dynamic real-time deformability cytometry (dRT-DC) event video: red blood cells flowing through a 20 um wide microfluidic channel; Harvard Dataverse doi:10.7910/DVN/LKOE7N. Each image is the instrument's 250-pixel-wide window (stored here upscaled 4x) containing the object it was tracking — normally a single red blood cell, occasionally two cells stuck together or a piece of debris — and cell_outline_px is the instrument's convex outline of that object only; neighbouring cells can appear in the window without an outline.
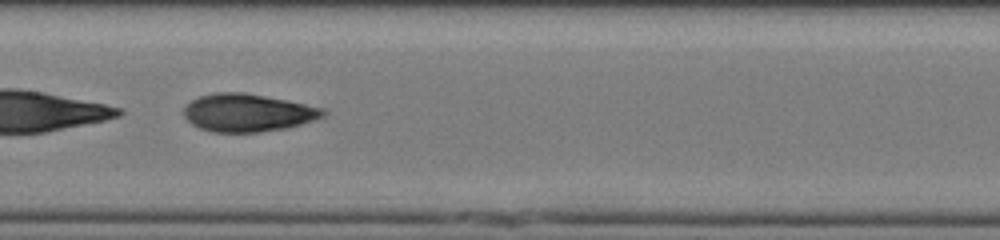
{"species": "human", "species_latin": "Homo sapiens", "temperature_condition": "cold", "stored_images_in_passage": 52, "segment_of_instrument_passage": [2, 2], "camera_frame_rate_fps": 3000, "um_per_image_px": 0.085, "donor": {"sex": "male"}, "frame": {"image": 1, "passage_image": 28, "time_ms": 9.0, "image_size_px": [1000, 240], "cell_outline_px": [[328, 112], [324, 116], [288, 128], [256, 132], [212, 132], [200, 128], [192, 124], [184, 116], [184, 108], [192, 100], [200, 96], [216, 92], [244, 92], [288, 100], [324, 108]], "centroid_in_image_um": [21.07, 9.58], "position_along_channel_um": 186.3, "area_um2": 30.63}}
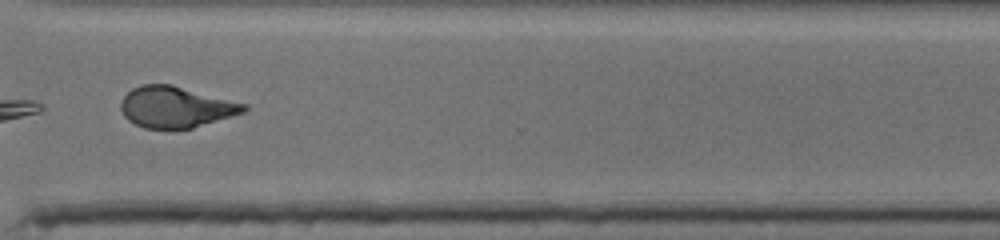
{"frame": {"image": 2, "passage_image": 41, "time_ms": 13.333, "image_size_px": [1000, 240], "cell_outline_px": [[248, 108], [244, 112], [192, 128], [144, 128], [128, 120], [124, 116], [120, 108], [120, 100], [132, 88], [140, 84], [172, 84], [248, 104]], "centroid_in_image_um": [14.93, 9.08], "position_along_channel_um": 355.7, "area_um2": 29.48}}